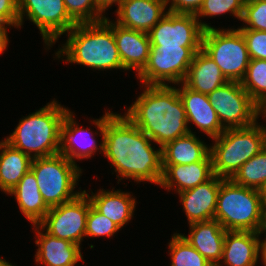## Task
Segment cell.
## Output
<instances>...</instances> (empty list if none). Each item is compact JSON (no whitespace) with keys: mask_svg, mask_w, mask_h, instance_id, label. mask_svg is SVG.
Listing matches in <instances>:
<instances>
[{"mask_svg":"<svg viewBox=\"0 0 266 266\" xmlns=\"http://www.w3.org/2000/svg\"><path fill=\"white\" fill-rule=\"evenodd\" d=\"M152 140L126 115L113 113L104 128V156L122 178L160 184L163 174L162 148L154 150Z\"/></svg>","mask_w":266,"mask_h":266,"instance_id":"obj_1","label":"cell"},{"mask_svg":"<svg viewBox=\"0 0 266 266\" xmlns=\"http://www.w3.org/2000/svg\"><path fill=\"white\" fill-rule=\"evenodd\" d=\"M168 85H145L124 114L161 148L191 132L178 90Z\"/></svg>","mask_w":266,"mask_h":266,"instance_id":"obj_2","label":"cell"},{"mask_svg":"<svg viewBox=\"0 0 266 266\" xmlns=\"http://www.w3.org/2000/svg\"><path fill=\"white\" fill-rule=\"evenodd\" d=\"M67 33L68 40L55 53L57 58L66 55L67 63H77L97 70H124L114 38L113 22L108 18L76 24Z\"/></svg>","mask_w":266,"mask_h":266,"instance_id":"obj_3","label":"cell"},{"mask_svg":"<svg viewBox=\"0 0 266 266\" xmlns=\"http://www.w3.org/2000/svg\"><path fill=\"white\" fill-rule=\"evenodd\" d=\"M68 111L53 100L19 120L16 129L5 141L32 159L58 154L61 125Z\"/></svg>","mask_w":266,"mask_h":266,"instance_id":"obj_4","label":"cell"},{"mask_svg":"<svg viewBox=\"0 0 266 266\" xmlns=\"http://www.w3.org/2000/svg\"><path fill=\"white\" fill-rule=\"evenodd\" d=\"M226 231L260 233L266 227V210L261 191L221 178L214 214Z\"/></svg>","mask_w":266,"mask_h":266,"instance_id":"obj_5","label":"cell"},{"mask_svg":"<svg viewBox=\"0 0 266 266\" xmlns=\"http://www.w3.org/2000/svg\"><path fill=\"white\" fill-rule=\"evenodd\" d=\"M210 146L214 175L231 179L240 167L266 146V127L255 124L225 129Z\"/></svg>","mask_w":266,"mask_h":266,"instance_id":"obj_6","label":"cell"},{"mask_svg":"<svg viewBox=\"0 0 266 266\" xmlns=\"http://www.w3.org/2000/svg\"><path fill=\"white\" fill-rule=\"evenodd\" d=\"M30 170L34 173L43 201L50 208L76 198L74 192L82 171L76 163L58 153L33 158Z\"/></svg>","mask_w":266,"mask_h":266,"instance_id":"obj_7","label":"cell"},{"mask_svg":"<svg viewBox=\"0 0 266 266\" xmlns=\"http://www.w3.org/2000/svg\"><path fill=\"white\" fill-rule=\"evenodd\" d=\"M201 49L216 63L228 81L240 82L250 63V56L239 29L205 30Z\"/></svg>","mask_w":266,"mask_h":266,"instance_id":"obj_8","label":"cell"},{"mask_svg":"<svg viewBox=\"0 0 266 266\" xmlns=\"http://www.w3.org/2000/svg\"><path fill=\"white\" fill-rule=\"evenodd\" d=\"M201 47H151L147 64L138 74L144 85L182 83L193 57Z\"/></svg>","mask_w":266,"mask_h":266,"instance_id":"obj_9","label":"cell"},{"mask_svg":"<svg viewBox=\"0 0 266 266\" xmlns=\"http://www.w3.org/2000/svg\"><path fill=\"white\" fill-rule=\"evenodd\" d=\"M207 96L225 129L245 128L257 122L259 106L240 82L228 81Z\"/></svg>","mask_w":266,"mask_h":266,"instance_id":"obj_10","label":"cell"},{"mask_svg":"<svg viewBox=\"0 0 266 266\" xmlns=\"http://www.w3.org/2000/svg\"><path fill=\"white\" fill-rule=\"evenodd\" d=\"M90 199L82 191L71 201L49 208L44 218L38 223L51 236L68 240L80 246L86 232L87 214Z\"/></svg>","mask_w":266,"mask_h":266,"instance_id":"obj_11","label":"cell"},{"mask_svg":"<svg viewBox=\"0 0 266 266\" xmlns=\"http://www.w3.org/2000/svg\"><path fill=\"white\" fill-rule=\"evenodd\" d=\"M211 28L195 14L167 11L148 35L151 47H201L203 32Z\"/></svg>","mask_w":266,"mask_h":266,"instance_id":"obj_12","label":"cell"},{"mask_svg":"<svg viewBox=\"0 0 266 266\" xmlns=\"http://www.w3.org/2000/svg\"><path fill=\"white\" fill-rule=\"evenodd\" d=\"M19 28L26 15L49 47L77 23L69 16L64 0H18Z\"/></svg>","mask_w":266,"mask_h":266,"instance_id":"obj_13","label":"cell"},{"mask_svg":"<svg viewBox=\"0 0 266 266\" xmlns=\"http://www.w3.org/2000/svg\"><path fill=\"white\" fill-rule=\"evenodd\" d=\"M112 114L113 112L109 110L108 112L106 111L105 115L100 119L93 120L94 125L100 130V135L102 136V143L98 144V146L96 140L93 138L92 134H90L92 132L82 128V126L78 127L76 121H74V114L68 111L61 125L59 153L67 157L73 163H76L75 159L81 160V158H90L98 149L103 154L105 123ZM80 138L82 141H80Z\"/></svg>","mask_w":266,"mask_h":266,"instance_id":"obj_14","label":"cell"},{"mask_svg":"<svg viewBox=\"0 0 266 266\" xmlns=\"http://www.w3.org/2000/svg\"><path fill=\"white\" fill-rule=\"evenodd\" d=\"M113 33L124 70L137 75L147 64L151 43L148 33L123 27L113 22Z\"/></svg>","mask_w":266,"mask_h":266,"instance_id":"obj_15","label":"cell"},{"mask_svg":"<svg viewBox=\"0 0 266 266\" xmlns=\"http://www.w3.org/2000/svg\"><path fill=\"white\" fill-rule=\"evenodd\" d=\"M181 84L182 88L177 90L185 108L187 122H193L212 139L218 137L225 128L221 125L208 96L188 88L183 82Z\"/></svg>","mask_w":266,"mask_h":266,"instance_id":"obj_16","label":"cell"},{"mask_svg":"<svg viewBox=\"0 0 266 266\" xmlns=\"http://www.w3.org/2000/svg\"><path fill=\"white\" fill-rule=\"evenodd\" d=\"M220 184L221 177L214 175L207 182L179 193L189 225L214 219Z\"/></svg>","mask_w":266,"mask_h":266,"instance_id":"obj_17","label":"cell"},{"mask_svg":"<svg viewBox=\"0 0 266 266\" xmlns=\"http://www.w3.org/2000/svg\"><path fill=\"white\" fill-rule=\"evenodd\" d=\"M162 168L159 186L168 191L175 186L177 193L193 189L214 176L210 153L202 161L183 165H162Z\"/></svg>","mask_w":266,"mask_h":266,"instance_id":"obj_18","label":"cell"},{"mask_svg":"<svg viewBox=\"0 0 266 266\" xmlns=\"http://www.w3.org/2000/svg\"><path fill=\"white\" fill-rule=\"evenodd\" d=\"M165 10V0H123L116 10V23L148 33L167 13Z\"/></svg>","mask_w":266,"mask_h":266,"instance_id":"obj_19","label":"cell"},{"mask_svg":"<svg viewBox=\"0 0 266 266\" xmlns=\"http://www.w3.org/2000/svg\"><path fill=\"white\" fill-rule=\"evenodd\" d=\"M189 236L182 237L194 247L212 266L220 264L226 230L213 219L190 224Z\"/></svg>","mask_w":266,"mask_h":266,"instance_id":"obj_20","label":"cell"},{"mask_svg":"<svg viewBox=\"0 0 266 266\" xmlns=\"http://www.w3.org/2000/svg\"><path fill=\"white\" fill-rule=\"evenodd\" d=\"M34 227L38 233L35 241L38 245L35 254L37 263L46 266H75L79 260H83L78 244L51 236L47 232L44 234L38 224H34Z\"/></svg>","mask_w":266,"mask_h":266,"instance_id":"obj_21","label":"cell"},{"mask_svg":"<svg viewBox=\"0 0 266 266\" xmlns=\"http://www.w3.org/2000/svg\"><path fill=\"white\" fill-rule=\"evenodd\" d=\"M260 234L252 231H226L222 263L225 266H255L260 255Z\"/></svg>","mask_w":266,"mask_h":266,"instance_id":"obj_22","label":"cell"},{"mask_svg":"<svg viewBox=\"0 0 266 266\" xmlns=\"http://www.w3.org/2000/svg\"><path fill=\"white\" fill-rule=\"evenodd\" d=\"M228 82L216 63L200 49L195 53L183 83L202 94H210Z\"/></svg>","mask_w":266,"mask_h":266,"instance_id":"obj_23","label":"cell"},{"mask_svg":"<svg viewBox=\"0 0 266 266\" xmlns=\"http://www.w3.org/2000/svg\"><path fill=\"white\" fill-rule=\"evenodd\" d=\"M83 191L88 195L91 205L120 229L132 218L136 201L130 193L100 189L96 194L92 192V196H89L86 190Z\"/></svg>","mask_w":266,"mask_h":266,"instance_id":"obj_24","label":"cell"},{"mask_svg":"<svg viewBox=\"0 0 266 266\" xmlns=\"http://www.w3.org/2000/svg\"><path fill=\"white\" fill-rule=\"evenodd\" d=\"M16 198L19 209L34 224H38L49 211L43 201L34 173L29 170L9 193Z\"/></svg>","mask_w":266,"mask_h":266,"instance_id":"obj_25","label":"cell"},{"mask_svg":"<svg viewBox=\"0 0 266 266\" xmlns=\"http://www.w3.org/2000/svg\"><path fill=\"white\" fill-rule=\"evenodd\" d=\"M32 158L5 140L0 142V189L9 194L30 170Z\"/></svg>","mask_w":266,"mask_h":266,"instance_id":"obj_26","label":"cell"},{"mask_svg":"<svg viewBox=\"0 0 266 266\" xmlns=\"http://www.w3.org/2000/svg\"><path fill=\"white\" fill-rule=\"evenodd\" d=\"M210 153V147L189 132L162 147V165L191 164L202 161Z\"/></svg>","mask_w":266,"mask_h":266,"instance_id":"obj_27","label":"cell"},{"mask_svg":"<svg viewBox=\"0 0 266 266\" xmlns=\"http://www.w3.org/2000/svg\"><path fill=\"white\" fill-rule=\"evenodd\" d=\"M231 179L236 184L261 190L266 183V146L245 162Z\"/></svg>","mask_w":266,"mask_h":266,"instance_id":"obj_28","label":"cell"},{"mask_svg":"<svg viewBox=\"0 0 266 266\" xmlns=\"http://www.w3.org/2000/svg\"><path fill=\"white\" fill-rule=\"evenodd\" d=\"M240 83L250 98L259 106L266 99V60H250Z\"/></svg>","mask_w":266,"mask_h":266,"instance_id":"obj_29","label":"cell"},{"mask_svg":"<svg viewBox=\"0 0 266 266\" xmlns=\"http://www.w3.org/2000/svg\"><path fill=\"white\" fill-rule=\"evenodd\" d=\"M171 266H212L182 234L175 233L169 243Z\"/></svg>","mask_w":266,"mask_h":266,"instance_id":"obj_30","label":"cell"},{"mask_svg":"<svg viewBox=\"0 0 266 266\" xmlns=\"http://www.w3.org/2000/svg\"><path fill=\"white\" fill-rule=\"evenodd\" d=\"M64 4L69 16L77 24L98 22L106 18L95 0H64Z\"/></svg>","mask_w":266,"mask_h":266,"instance_id":"obj_31","label":"cell"},{"mask_svg":"<svg viewBox=\"0 0 266 266\" xmlns=\"http://www.w3.org/2000/svg\"><path fill=\"white\" fill-rule=\"evenodd\" d=\"M244 5V0H204L195 17L200 20V17L220 16L226 12H230L237 19L241 20Z\"/></svg>","mask_w":266,"mask_h":266,"instance_id":"obj_32","label":"cell"},{"mask_svg":"<svg viewBox=\"0 0 266 266\" xmlns=\"http://www.w3.org/2000/svg\"><path fill=\"white\" fill-rule=\"evenodd\" d=\"M241 21L247 25L238 29L266 31V0L245 2Z\"/></svg>","mask_w":266,"mask_h":266,"instance_id":"obj_33","label":"cell"},{"mask_svg":"<svg viewBox=\"0 0 266 266\" xmlns=\"http://www.w3.org/2000/svg\"><path fill=\"white\" fill-rule=\"evenodd\" d=\"M120 228L109 218L99 213L90 202L87 214L85 237L113 236Z\"/></svg>","mask_w":266,"mask_h":266,"instance_id":"obj_34","label":"cell"},{"mask_svg":"<svg viewBox=\"0 0 266 266\" xmlns=\"http://www.w3.org/2000/svg\"><path fill=\"white\" fill-rule=\"evenodd\" d=\"M244 36L250 59L266 60V31L239 29Z\"/></svg>","mask_w":266,"mask_h":266,"instance_id":"obj_35","label":"cell"},{"mask_svg":"<svg viewBox=\"0 0 266 266\" xmlns=\"http://www.w3.org/2000/svg\"><path fill=\"white\" fill-rule=\"evenodd\" d=\"M0 24L19 27L18 0H0Z\"/></svg>","mask_w":266,"mask_h":266,"instance_id":"obj_36","label":"cell"},{"mask_svg":"<svg viewBox=\"0 0 266 266\" xmlns=\"http://www.w3.org/2000/svg\"><path fill=\"white\" fill-rule=\"evenodd\" d=\"M204 0H171L168 12L196 14L202 6ZM170 0H165L166 8Z\"/></svg>","mask_w":266,"mask_h":266,"instance_id":"obj_37","label":"cell"},{"mask_svg":"<svg viewBox=\"0 0 266 266\" xmlns=\"http://www.w3.org/2000/svg\"><path fill=\"white\" fill-rule=\"evenodd\" d=\"M7 26L8 25L5 26L4 24H0V54L4 53L3 51H5L8 46Z\"/></svg>","mask_w":266,"mask_h":266,"instance_id":"obj_38","label":"cell"},{"mask_svg":"<svg viewBox=\"0 0 266 266\" xmlns=\"http://www.w3.org/2000/svg\"><path fill=\"white\" fill-rule=\"evenodd\" d=\"M123 0H95V3L97 5V7L102 11L105 12L107 10V8L110 6H112L113 4L118 5V7L121 5V2Z\"/></svg>","mask_w":266,"mask_h":266,"instance_id":"obj_39","label":"cell"},{"mask_svg":"<svg viewBox=\"0 0 266 266\" xmlns=\"http://www.w3.org/2000/svg\"><path fill=\"white\" fill-rule=\"evenodd\" d=\"M266 232V227L260 232L261 234ZM266 234V233H265ZM260 255H261V260L264 264V266H266V238L265 240H260Z\"/></svg>","mask_w":266,"mask_h":266,"instance_id":"obj_40","label":"cell"},{"mask_svg":"<svg viewBox=\"0 0 266 266\" xmlns=\"http://www.w3.org/2000/svg\"><path fill=\"white\" fill-rule=\"evenodd\" d=\"M259 115L262 113L266 117V99L259 105Z\"/></svg>","mask_w":266,"mask_h":266,"instance_id":"obj_41","label":"cell"},{"mask_svg":"<svg viewBox=\"0 0 266 266\" xmlns=\"http://www.w3.org/2000/svg\"><path fill=\"white\" fill-rule=\"evenodd\" d=\"M260 191H261V197H262V200H263V204H264V207H265V210H266V183H265L264 187Z\"/></svg>","mask_w":266,"mask_h":266,"instance_id":"obj_42","label":"cell"},{"mask_svg":"<svg viewBox=\"0 0 266 266\" xmlns=\"http://www.w3.org/2000/svg\"><path fill=\"white\" fill-rule=\"evenodd\" d=\"M0 266H14V265L5 261V259L3 260L2 258H0Z\"/></svg>","mask_w":266,"mask_h":266,"instance_id":"obj_43","label":"cell"}]
</instances>
